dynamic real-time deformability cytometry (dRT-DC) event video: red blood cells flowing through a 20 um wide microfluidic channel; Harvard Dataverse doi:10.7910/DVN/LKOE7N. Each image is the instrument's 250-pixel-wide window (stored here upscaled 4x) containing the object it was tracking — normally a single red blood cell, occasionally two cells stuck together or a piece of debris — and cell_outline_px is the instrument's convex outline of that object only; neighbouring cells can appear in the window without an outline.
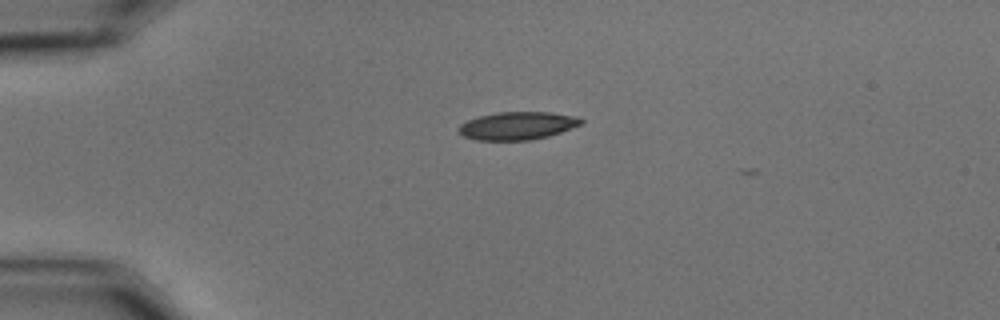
{"species": "common noctule bat (a hibernating species)", "species_latin": "Nyctalus noctula", "temperature_condition": "cold", "stored_images_in_passage": 5, "camera_frame_rate_fps": 3000, "um_per_image_px": 0.085, "animal": {"sex": "male", "body_mass_g": 15.6}, "frame": {"image": 1, "passage_image": 1, "time_ms": 0.0, "image_size_px": [1000, 320], "cell_outline_px": [[584, 120], [580, 124], [560, 132], [548, 136], [532, 140], [476, 140], [464, 136], [456, 132], [456, 128], [460, 124], [468, 120], [480, 116], [496, 112], [552, 112], [576, 116]], "centroid_in_image_um": [43.94, 10.68], "position_along_channel_um": 41.1, "area_um2": 19.94}}